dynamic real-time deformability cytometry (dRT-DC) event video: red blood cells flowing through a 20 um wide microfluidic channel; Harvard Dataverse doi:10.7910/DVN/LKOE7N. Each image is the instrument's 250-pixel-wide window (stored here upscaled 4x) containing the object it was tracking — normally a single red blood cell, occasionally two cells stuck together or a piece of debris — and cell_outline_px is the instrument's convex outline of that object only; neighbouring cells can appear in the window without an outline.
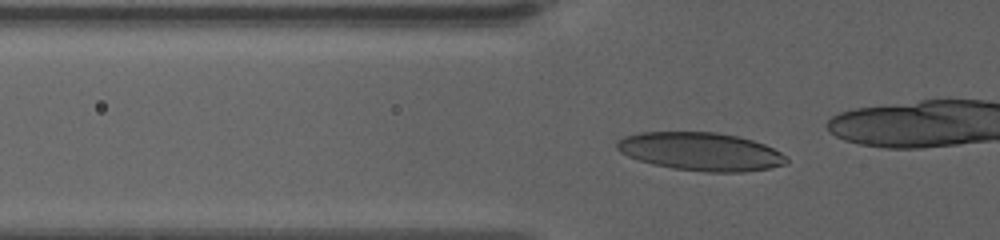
{"species": "human", "species_latin": "Homo sapiens", "temperature_condition": "warm", "stored_images_in_passage": 29, "camera_frame_rate_fps": 3000, "um_per_image_px": 0.085, "donor": {"sex": "female"}, "frame": {"image": 1, "passage_image": 2, "time_ms": 0.333, "image_size_px": [1000, 240], "cell_outline_px": [[788, 164], [768, 168], [744, 172], [704, 172], [672, 168], [652, 164], [628, 156], [620, 152], [616, 148], [616, 140], [624, 136], [640, 132], [716, 132], [736, 136], [752, 140], [764, 144], [788, 156]], "centroid_in_image_um": [59.55, 12.88], "position_along_channel_um": 66.2, "area_um2": 37.86}}
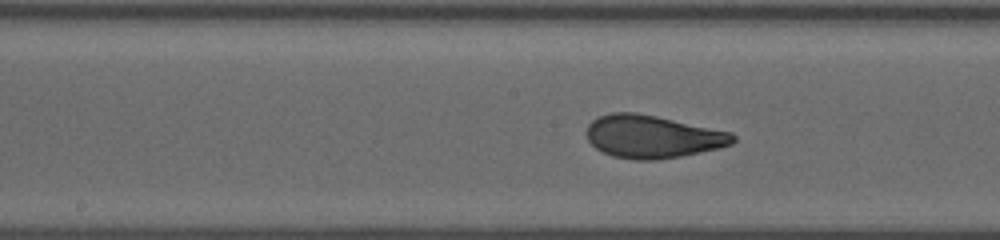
{"frame": {"image": 2, "passage_image": 13, "time_ms": 4.0, "image_size_px": [1000, 240], "cell_outline_px": [[736, 140], [732, 144], [720, 148], [680, 156], [656, 160], [636, 160], [612, 156], [596, 148], [588, 140], [588, 124], [592, 120], [600, 116], [612, 112], [636, 112], [656, 116], [732, 132], [736, 136]], "centroid_in_image_um": [55.49, 11.61], "position_along_channel_um": 192.7, "area_um2": 36.41}}
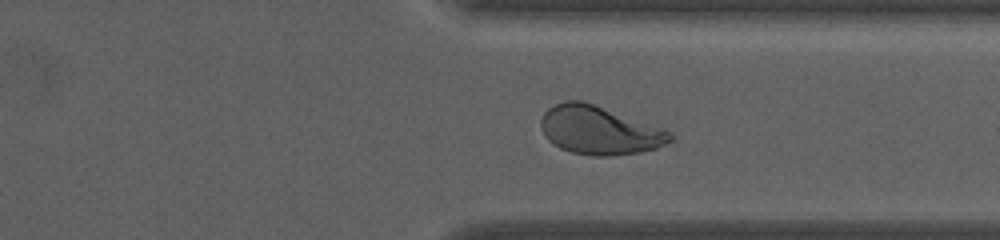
{"frame": {"image": 3, "passage_image": 27, "time_ms": 8.667, "image_size_px": [1000, 240], "cell_outline_px": [[672, 140], [656, 148], [640, 152], [612, 156], [592, 156], [572, 152], [560, 148], [548, 140], [544, 136], [540, 128], [540, 120], [544, 112], [548, 108], [556, 104], [568, 100], [580, 100], [664, 128], [672, 132]], "centroid_in_image_um": [50.92, 11.09], "position_along_channel_um": 360.5, "area_um2": 36.36}}